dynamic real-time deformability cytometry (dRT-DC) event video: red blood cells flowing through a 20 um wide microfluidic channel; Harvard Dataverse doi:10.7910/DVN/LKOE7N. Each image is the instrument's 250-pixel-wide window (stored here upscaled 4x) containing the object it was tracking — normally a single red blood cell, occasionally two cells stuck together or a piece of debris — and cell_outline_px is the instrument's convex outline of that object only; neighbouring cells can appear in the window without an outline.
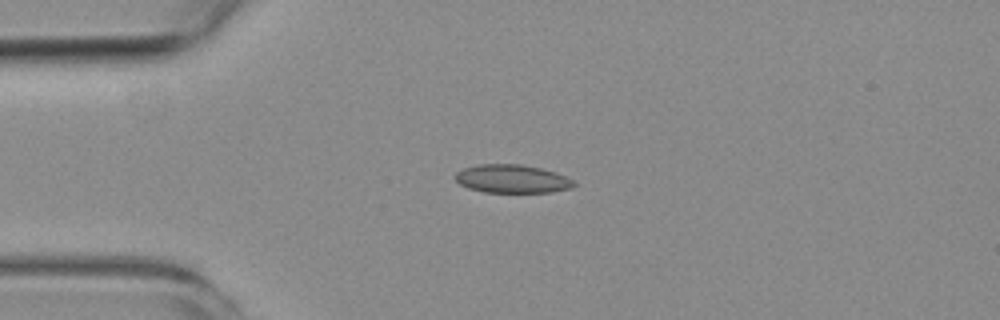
{"species": "common noctule bat (a hibernating species)", "species_latin": "Nyctalus noctula", "temperature_condition": "room temperature", "stored_images_in_passage": 4, "camera_frame_rate_fps": 3000, "um_per_image_px": 0.085, "animal": {"sex": "female", "body_mass_g": 19.3, "forearm_length_mm": 54.1}, "frame": {"image": 1, "passage_image": 3, "time_ms": 3.333, "image_size_px": [1000, 320], "cell_outline_px": [[576, 184], [572, 188], [552, 192], [484, 192], [468, 188], [460, 184], [452, 176], [456, 172], [464, 168], [476, 164], [520, 164], [540, 168], [556, 172], [572, 180]], "centroid_in_image_um": [43.49, 15.2], "position_along_channel_um": 41.5, "area_um2": 19.65}}